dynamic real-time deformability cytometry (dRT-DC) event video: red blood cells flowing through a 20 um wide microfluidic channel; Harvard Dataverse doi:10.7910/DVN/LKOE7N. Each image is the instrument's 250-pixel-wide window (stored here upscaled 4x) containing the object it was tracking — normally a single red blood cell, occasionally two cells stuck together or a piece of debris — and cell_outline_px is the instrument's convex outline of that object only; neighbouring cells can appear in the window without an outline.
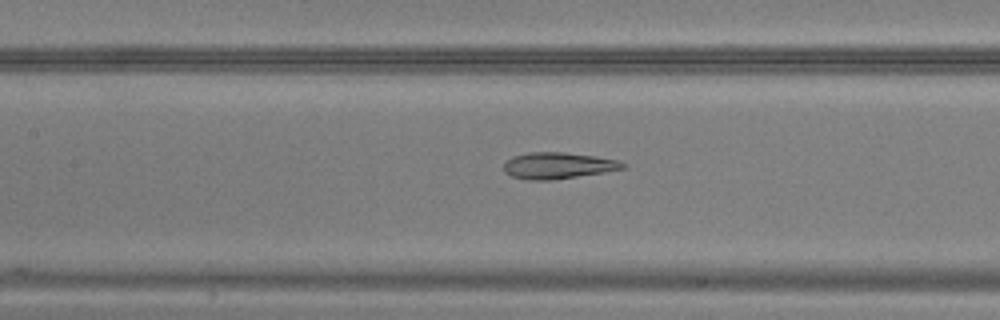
{"species": "common noctule bat (a hibernating species)", "species_latin": "Nyctalus noctula", "temperature_condition": "warm", "stored_images_in_passage": 50, "camera_frame_rate_fps": 3000, "um_per_image_px": 0.085, "animal": {"sex": "male", "body_mass_g": 20.5, "forearm_length_mm": 52.5}, "frame": {"image": 1, "passage_image": 23, "time_ms": 7.333, "image_size_px": [1000, 320], "cell_outline_px": [[628, 168], [604, 172], [552, 180], [528, 180], [512, 176], [504, 172], [504, 160], [512, 156], [528, 152], [564, 152], [596, 156], [616, 160], [628, 164]], "centroid_in_image_um": [47.42, 14.07], "position_along_channel_um": 160.0, "area_um2": 18.5}}
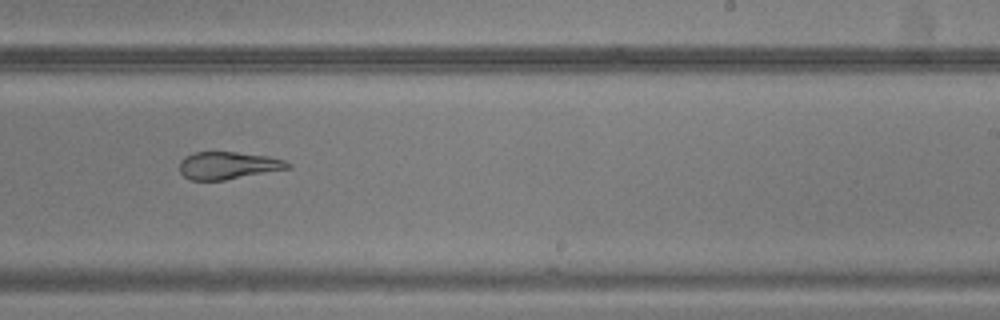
{"frame": {"image": 2, "passage_image": 31, "time_ms": 10.0, "image_size_px": [1000, 320], "cell_outline_px": [[292, 168], [224, 180], [192, 180], [184, 176], [180, 172], [180, 160], [184, 156], [192, 152], [236, 152], [268, 156], [284, 160], [292, 164]], "centroid_in_image_um": [19.39, 14.06], "position_along_channel_um": 269.6, "area_um2": 17.4}}
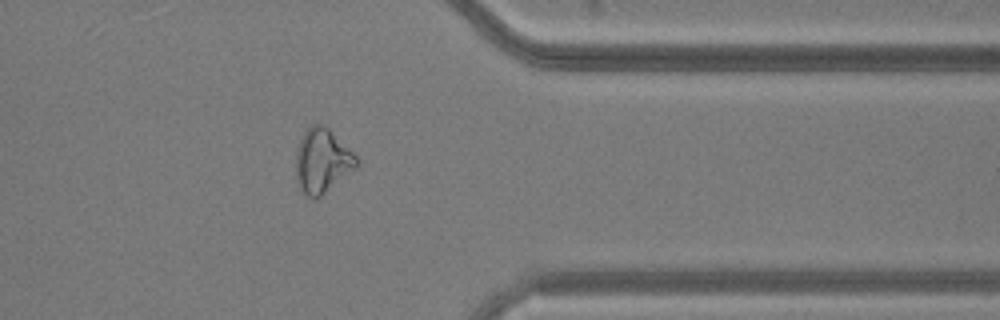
{"frame": {"image": 3, "passage_image": 40, "time_ms": 13.0, "image_size_px": [1000, 320], "cell_outline_px": [[360, 164], [356, 168], [320, 196], [308, 196], [300, 188], [296, 176], [296, 152], [300, 140], [304, 132], [312, 124], [324, 124], [360, 160]], "centroid_in_image_um": [27.4, 13.64], "position_along_channel_um": 384.0, "area_um2": 22.25}}